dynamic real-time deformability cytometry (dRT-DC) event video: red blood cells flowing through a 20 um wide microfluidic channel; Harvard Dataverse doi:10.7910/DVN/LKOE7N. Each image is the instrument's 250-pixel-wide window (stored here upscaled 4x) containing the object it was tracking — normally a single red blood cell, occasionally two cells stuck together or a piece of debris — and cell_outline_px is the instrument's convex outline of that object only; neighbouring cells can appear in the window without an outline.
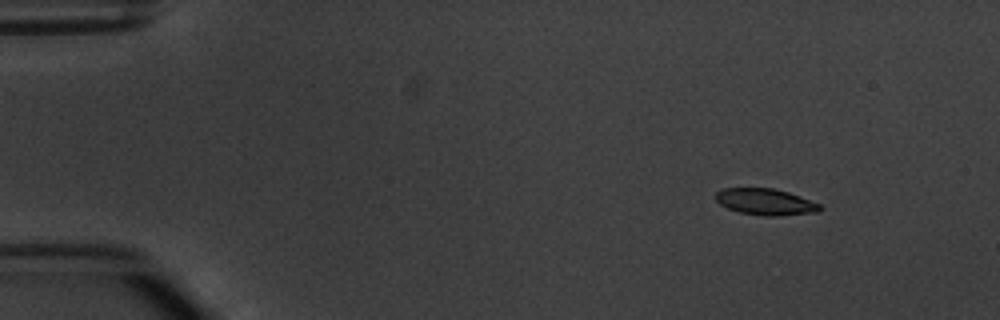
{"species": "common noctule bat (a hibernating species)", "species_latin": "Nyctalus noctula", "temperature_condition": "warm", "stored_images_in_passage": 4, "camera_frame_rate_fps": 3000, "um_per_image_px": 0.085, "animal": {"sex": "male", "body_mass_g": 20.1, "forearm_length_mm": 53.5}, "frame": {"image": 1, "passage_image": 1, "time_ms": 0.0, "image_size_px": [1000, 320], "cell_outline_px": [[824, 208], [820, 212], [780, 216], [764, 216], [740, 212], [728, 208], [720, 204], [716, 200], [716, 192], [724, 188], [772, 188], [788, 192], [820, 204]], "centroid_in_image_um": [65.1, 17.17], "position_along_channel_um": 19.9, "area_um2": 16.07}}
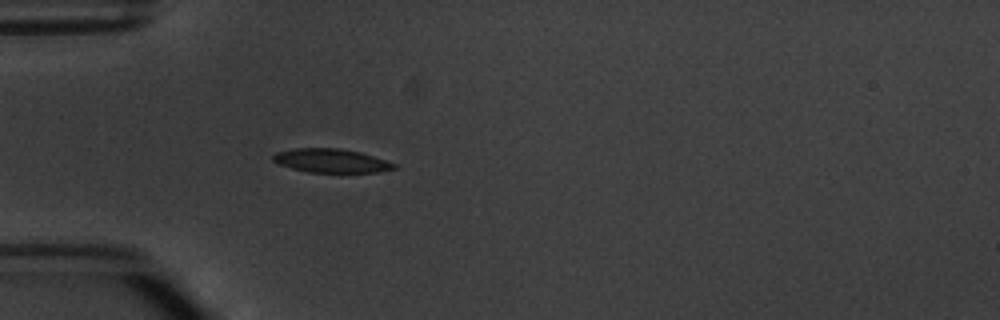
{"frame": {"image": 2, "passage_image": 4, "time_ms": 3.333, "image_size_px": [1000, 320], "cell_outline_px": [[396, 168], [376, 172], [308, 172], [276, 164], [272, 160], [272, 156], [276, 152], [296, 148], [340, 148], [360, 152], [396, 164]], "centroid_in_image_um": [28.09, 13.65], "position_along_channel_um": 56.9, "area_um2": 16.65}}